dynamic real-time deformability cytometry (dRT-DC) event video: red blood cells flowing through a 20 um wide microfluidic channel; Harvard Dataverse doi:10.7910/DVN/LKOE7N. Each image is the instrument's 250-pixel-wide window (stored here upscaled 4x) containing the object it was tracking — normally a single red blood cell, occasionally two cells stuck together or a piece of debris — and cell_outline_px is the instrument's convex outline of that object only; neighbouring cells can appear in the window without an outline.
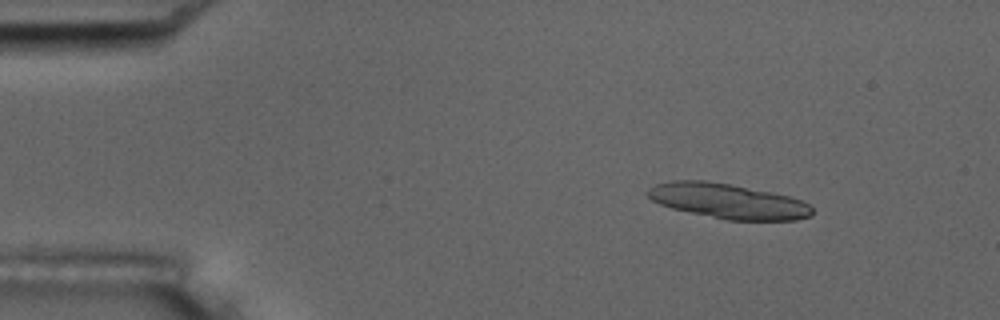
{"species": "common noctule bat (a hibernating species)", "species_latin": "Nyctalus noctula", "temperature_condition": "room temperature", "stored_images_in_passage": 4, "camera_frame_rate_fps": 3000, "um_per_image_px": 0.085, "animal": {"sex": "male", "body_mass_g": 17.5, "forearm_length_mm": 52.3}, "frame": {"image": 1, "passage_image": 2, "time_ms": 0.333, "image_size_px": [1000, 320], "cell_outline_px": [[812, 216], [796, 220], [728, 220], [672, 208], [660, 204], [652, 200], [644, 192], [648, 188], [656, 184], [672, 180], [704, 180], [728, 184], [788, 196], [800, 200], [808, 204], [812, 208]], "centroid_in_image_um": [61.84, 17.09], "position_along_channel_um": 23.2, "area_um2": 33.12}}